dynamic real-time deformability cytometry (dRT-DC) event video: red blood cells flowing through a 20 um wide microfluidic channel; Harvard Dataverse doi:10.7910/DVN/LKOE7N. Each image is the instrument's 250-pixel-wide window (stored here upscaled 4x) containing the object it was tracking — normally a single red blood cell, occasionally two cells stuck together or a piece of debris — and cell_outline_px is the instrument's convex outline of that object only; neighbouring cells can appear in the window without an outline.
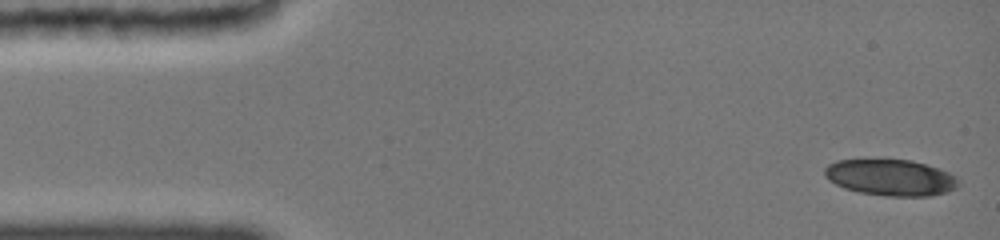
{"species": "common noctule bat (a hibernating species)", "species_latin": "Nyctalus noctula", "temperature_condition": "cold", "stored_images_in_passage": 45, "camera_frame_rate_fps": 3000, "um_per_image_px": 0.085, "animal": {"sex": "female", "body_mass_g": 19.0, "forearm_length_mm": 51.5}, "frame": {"image": 1, "passage_image": 1, "time_ms": 0.0, "image_size_px": [1000, 240], "cell_outline_px": [[960, 184], [956, 188], [948, 192], [932, 196], [888, 196], [860, 192], [844, 188], [828, 180], [824, 176], [824, 168], [828, 164], [840, 160], [908, 160], [940, 168], [956, 176], [960, 180]], "centroid_in_image_um": [75.74, 15.1], "position_along_channel_um": 9.3, "area_um2": 28.32}}
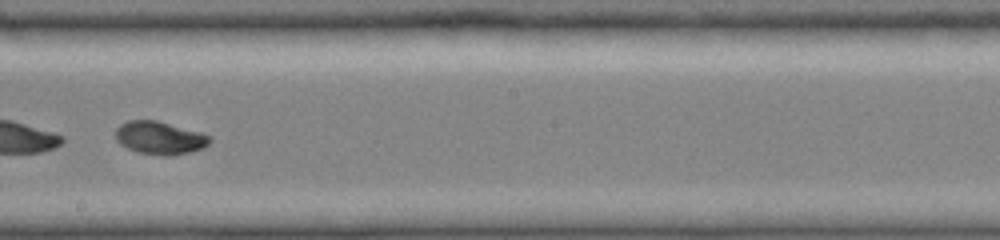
{"frame": {"image": 2, "passage_image": 26, "time_ms": 8.667, "image_size_px": [1000, 240], "cell_outline_px": [[212, 140], [204, 148], [192, 152], [172, 156], [160, 156], [136, 152], [128, 148], [116, 140], [116, 128], [120, 124], [128, 120], [156, 120], [200, 132], [208, 136]], "centroid_in_image_um": [13.58, 11.73], "position_along_channel_um": 234.6, "area_um2": 18.21}}
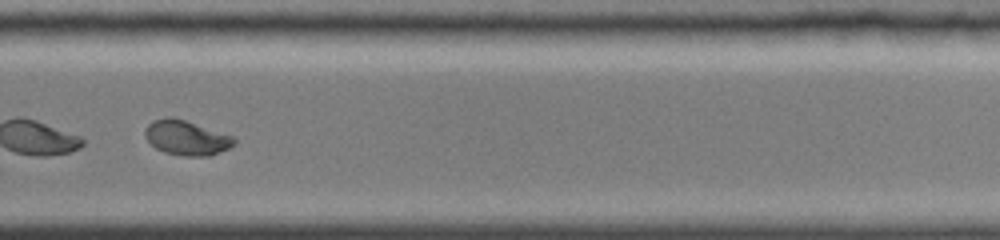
{"frame": {"image": 3, "passage_image": 32, "time_ms": 10.667, "image_size_px": [1000, 240], "cell_outline_px": [[236, 144], [212, 156], [184, 156], [164, 152], [156, 148], [144, 136], [144, 128], [148, 124], [156, 120], [168, 116], [172, 116], [232, 136], [236, 140]], "centroid_in_image_um": [15.84, 11.72], "position_along_channel_um": 314.0, "area_um2": 17.92}, "authors_computed_cell_mechanics": {"area_um2": 18.785, "velocity_mm_per_s": 3.9715, "shape_relaxation_time_tau1_ms": 3.3088, "shape_relaxation_time_tau2_ms": 3.5217, "deformation_change_tau1": 0.1809, "deformation_change_tau2": 0.0272}}